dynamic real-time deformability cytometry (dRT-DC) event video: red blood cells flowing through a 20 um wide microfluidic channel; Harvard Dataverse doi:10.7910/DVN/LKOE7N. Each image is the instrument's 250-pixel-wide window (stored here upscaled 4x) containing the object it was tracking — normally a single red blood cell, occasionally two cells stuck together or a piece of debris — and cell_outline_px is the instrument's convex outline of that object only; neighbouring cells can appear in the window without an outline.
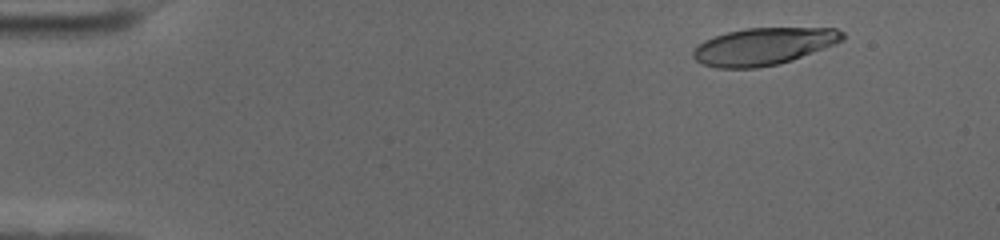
{"species": "human", "species_latin": "Homo sapiens", "temperature_condition": "cold", "stored_images_in_passage": 57, "camera_frame_rate_fps": 3000, "um_per_image_px": 0.085, "donor": {"sex": "female"}, "frame": {"image": 1, "passage_image": 6, "time_ms": 1.667, "image_size_px": [1000, 240], "cell_outline_px": [[844, 40], [836, 44], [792, 60], [776, 64], [756, 68], [716, 68], [700, 64], [692, 56], [692, 52], [704, 40], [728, 32], [744, 28], [836, 28], [844, 32]], "centroid_in_image_um": [64.91, 3.94], "position_along_channel_um": 20.1, "area_um2": 32.37}}
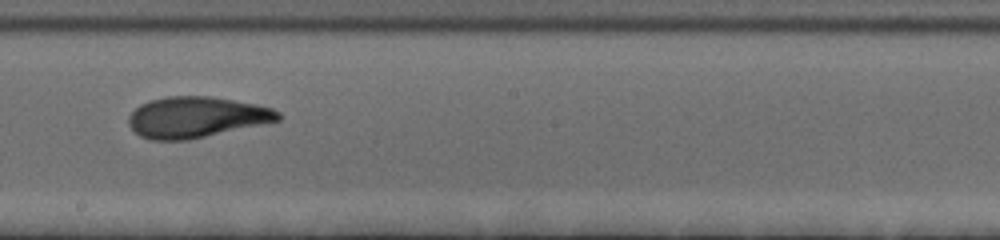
{"frame": {"image": 2, "passage_image": 33, "time_ms": 10.667, "image_size_px": [1000, 240], "cell_outline_px": [[280, 120], [188, 140], [152, 140], [140, 136], [128, 124], [128, 116], [140, 104], [148, 100], [164, 96], [208, 96], [256, 104], [272, 108], [280, 112]], "centroid_in_image_um": [16.65, 9.95], "position_along_channel_um": 231.6, "area_um2": 35.49}}
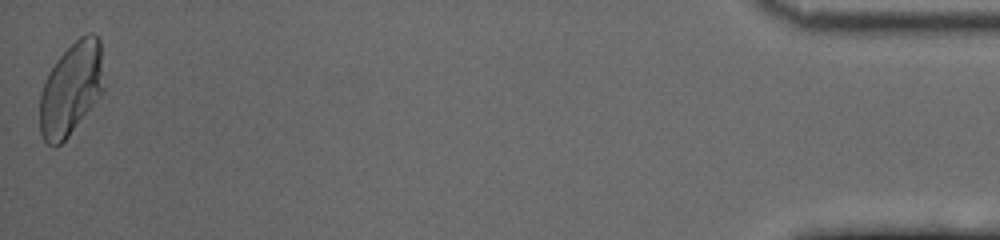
{"frame": {"image": 3, "passage_image": 57, "time_ms": 18.667, "image_size_px": [1000, 240], "cell_outline_px": [[100, 96], [68, 136], [60, 144], [52, 148], [44, 140], [40, 132], [40, 92], [44, 80], [48, 72], [56, 60], [80, 36], [88, 32], [92, 32], [100, 40]], "centroid_in_image_um": [5.97, 7.58], "position_along_channel_um": 429.2, "area_um2": 33.81}, "authors_computed_cell_mechanics": {"area_um2": 34.3332, "velocity_mm_per_s": 3.5383, "shape_relaxation_time_tau1_ms": 6.7494, "shape_relaxation_time_tau2_ms": 1.4419, "deformation_change_tau1": 0.2328, "deformation_change_tau2": 0.0852}}